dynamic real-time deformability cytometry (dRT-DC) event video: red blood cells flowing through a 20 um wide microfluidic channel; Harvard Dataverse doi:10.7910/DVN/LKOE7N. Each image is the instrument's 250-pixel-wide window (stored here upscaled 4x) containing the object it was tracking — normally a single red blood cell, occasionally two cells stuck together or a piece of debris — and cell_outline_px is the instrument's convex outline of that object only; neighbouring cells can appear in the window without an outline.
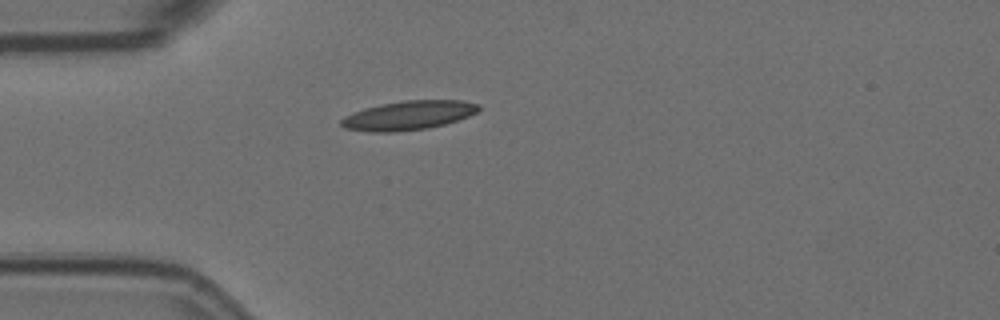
{"species": "Egyptian fruit bat (a non-hibernating species)", "species_latin": "Rousettus aegyptiacus", "temperature_condition": "room temperature", "stored_images_in_passage": 2, "camera_frame_rate_fps": 3000, "um_per_image_px": 0.085, "animal": {"sex": "female"}, "frame": {"image": 1, "passage_image": 1, "time_ms": 0.0, "image_size_px": [1000, 320], "cell_outline_px": [[480, 108], [476, 112], [468, 116], [444, 124], [428, 128], [396, 132], [368, 132], [344, 128], [340, 124], [340, 120], [344, 116], [352, 112], [364, 108], [380, 104], [404, 100], [460, 100], [480, 104]], "centroid_in_image_um": [34.67, 9.8], "position_along_channel_um": 50.3, "area_um2": 23.41}}